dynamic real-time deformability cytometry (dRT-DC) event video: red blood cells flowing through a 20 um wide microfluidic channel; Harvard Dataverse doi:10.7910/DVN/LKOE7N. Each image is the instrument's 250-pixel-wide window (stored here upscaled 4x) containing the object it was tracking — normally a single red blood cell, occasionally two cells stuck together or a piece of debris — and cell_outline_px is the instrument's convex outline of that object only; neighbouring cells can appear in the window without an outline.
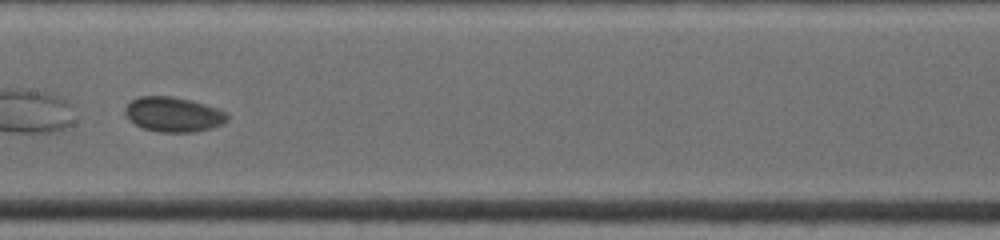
{"species": "common noctule bat (a hibernating species)", "species_latin": "Nyctalus noctula", "temperature_condition": "warm", "stored_images_in_passage": 22, "camera_frame_rate_fps": 4500, "um_per_image_px": 0.085, "animal": {"sex": "female", "body_mass_g": 19.0, "forearm_length_mm": 53.3}, "frame": {"image": 1, "passage_image": 10, "time_ms": 4.0, "image_size_px": [1000, 240], "cell_outline_px": [[228, 120], [224, 124], [212, 128], [192, 132], [160, 132], [144, 128], [136, 124], [124, 116], [124, 108], [132, 100], [140, 96], [172, 96], [192, 100], [216, 108], [224, 112], [228, 116]], "centroid_in_image_um": [14.73, 9.72], "position_along_channel_um": 192.7, "area_um2": 20.75}}